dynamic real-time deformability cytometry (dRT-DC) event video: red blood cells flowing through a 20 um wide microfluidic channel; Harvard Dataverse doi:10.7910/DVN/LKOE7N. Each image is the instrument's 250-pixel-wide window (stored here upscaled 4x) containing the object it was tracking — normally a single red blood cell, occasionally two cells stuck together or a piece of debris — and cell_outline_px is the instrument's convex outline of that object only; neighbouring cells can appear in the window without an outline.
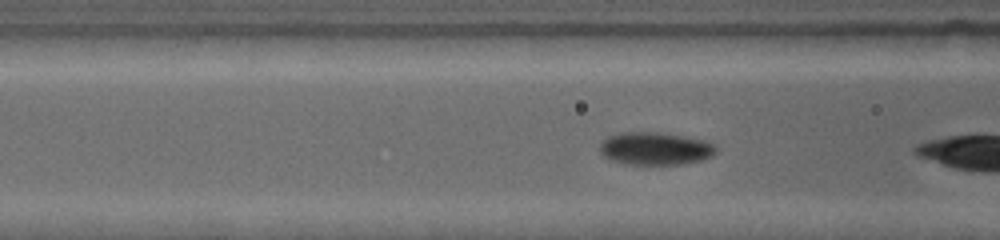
{"species": "common noctule bat (a hibernating species)", "species_latin": "Nyctalus noctula", "temperature_condition": "warm", "stored_images_in_passage": 9, "segment_of_instrument_passage": [2, 2], "camera_frame_rate_fps": 4500, "um_per_image_px": 0.085, "animal": {"sex": "female", "body_mass_g": 19.0, "forearm_length_mm": 53.3}, "frame": {"image": 1, "passage_image": 9, "time_ms": 4.889, "image_size_px": [1000, 240], "cell_outline_px": [[716, 152], [712, 156], [700, 160], [680, 164], [628, 164], [608, 160], [600, 152], [600, 144], [608, 136], [620, 132], [660, 132], [684, 136], [704, 140], [716, 144]], "centroid_in_image_um": [55.68, 12.62], "position_along_channel_um": 110.9, "area_um2": 22.25}}